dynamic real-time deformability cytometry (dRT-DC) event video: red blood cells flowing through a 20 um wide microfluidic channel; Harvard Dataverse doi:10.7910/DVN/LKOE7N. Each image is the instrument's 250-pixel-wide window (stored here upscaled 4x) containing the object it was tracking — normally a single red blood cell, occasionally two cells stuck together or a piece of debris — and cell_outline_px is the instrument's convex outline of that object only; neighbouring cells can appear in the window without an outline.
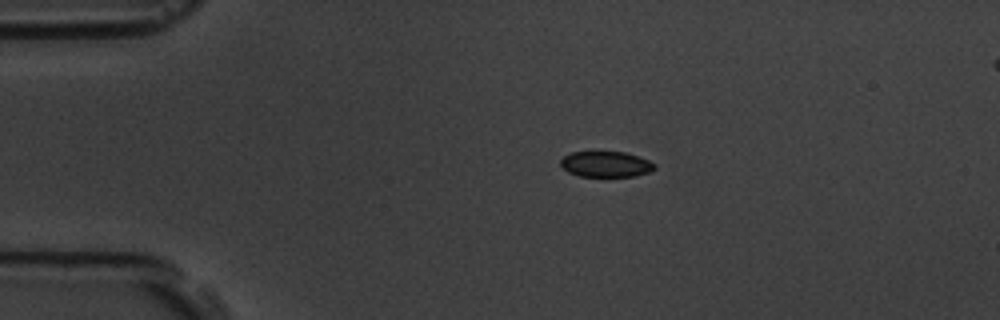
{"species": "common noctule bat (a hibernating species)", "species_latin": "Nyctalus noctula", "temperature_condition": "room temperature", "stored_images_in_passage": 10, "camera_frame_rate_fps": 3000, "um_per_image_px": 0.085, "animal": {"sex": "male", "body_mass_g": 19.5, "forearm_length_mm": 54.6}, "frame": {"image": 1, "passage_image": 2, "time_ms": 0.333, "image_size_px": [1000, 320], "cell_outline_px": [[656, 168], [648, 172], [632, 176], [580, 176], [568, 172], [560, 164], [560, 160], [564, 156], [572, 152], [624, 152], [648, 160], [656, 164]], "centroid_in_image_um": [51.49, 13.95], "position_along_channel_um": 33.5, "area_um2": 13.87}}
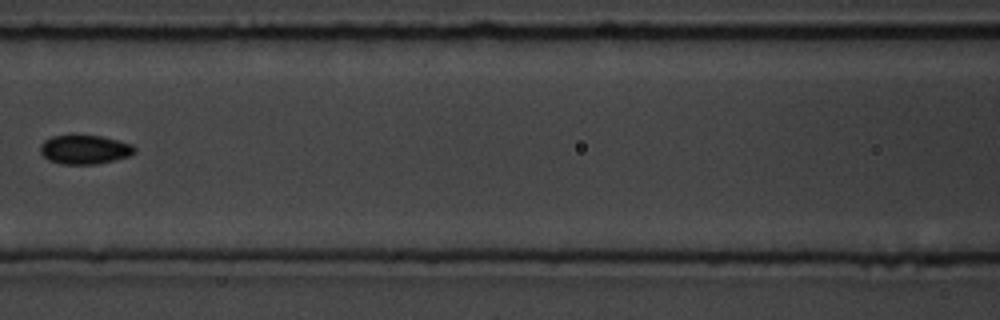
{"frame": {"image": 2, "passage_image": 6, "time_ms": 1.667, "image_size_px": [1000, 320], "cell_outline_px": [[136, 152], [128, 156], [96, 164], [60, 164], [48, 160], [40, 152], [40, 144], [44, 140], [52, 136], [100, 136], [132, 144], [136, 148]], "centroid_in_image_um": [7.17, 12.72], "position_along_channel_um": 159.4, "area_um2": 15.78}}
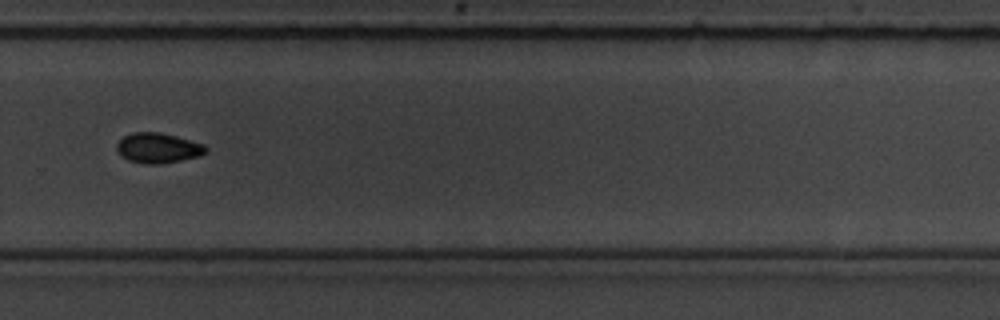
{"frame": {"image": 3, "passage_image": 10, "time_ms": 3.0, "image_size_px": [1000, 320], "cell_outline_px": [[208, 152], [200, 156], [160, 164], [144, 164], [128, 160], [120, 156], [116, 148], [116, 144], [124, 136], [132, 132], [160, 132], [176, 136], [204, 144], [208, 148]], "centroid_in_image_um": [13.43, 12.58], "position_along_channel_um": 316.4, "area_um2": 15.78}}